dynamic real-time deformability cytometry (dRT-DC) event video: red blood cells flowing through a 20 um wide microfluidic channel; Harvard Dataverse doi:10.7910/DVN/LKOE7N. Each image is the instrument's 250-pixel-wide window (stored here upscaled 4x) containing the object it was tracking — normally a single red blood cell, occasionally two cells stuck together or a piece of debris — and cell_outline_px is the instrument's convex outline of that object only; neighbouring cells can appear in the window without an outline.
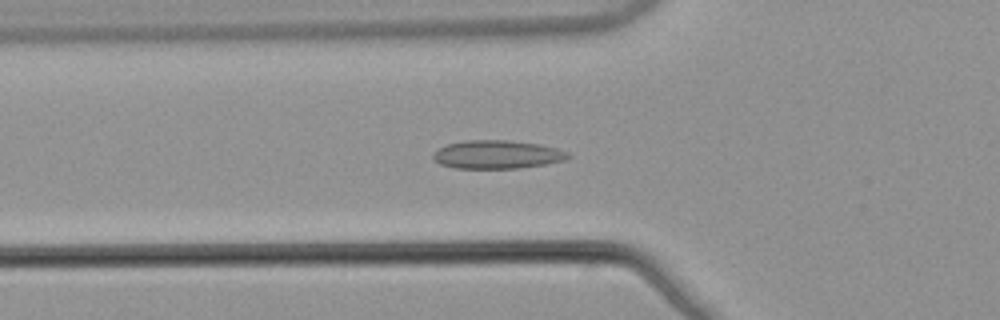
{"species": "common noctule bat (a hibernating species)", "species_latin": "Nyctalus noctula", "temperature_condition": "warm", "stored_images_in_passage": 40, "camera_frame_rate_fps": 3000, "um_per_image_px": 0.085, "animal": {"sex": "male", "body_mass_g": 21.5, "forearm_length_mm": 52.0}, "frame": {"image": 1, "passage_image": 6, "time_ms": 1.667, "image_size_px": [1000, 320], "cell_outline_px": [[572, 156], [564, 160], [544, 164], [520, 168], [456, 168], [440, 164], [432, 160], [432, 156], [440, 148], [448, 144], [464, 140], [508, 140], [540, 144], [556, 148], [568, 152]], "centroid_in_image_um": [42.26, 13.13], "position_along_channel_um": 83.5, "area_um2": 22.25}}
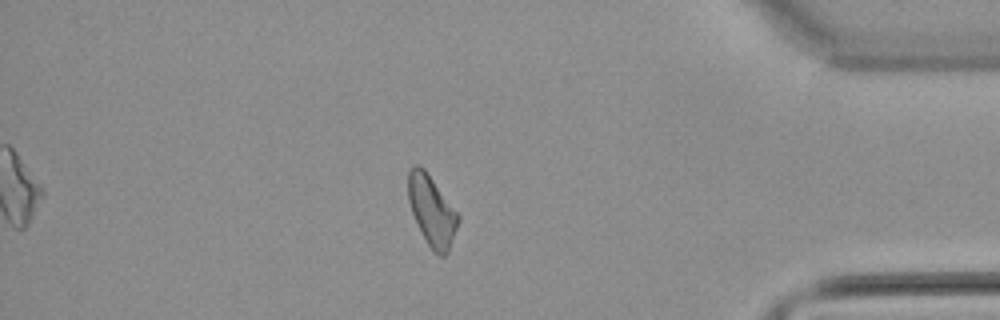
{"frame": {"image": 2, "passage_image": 33, "time_ms": 10.667, "image_size_px": [1000, 320], "cell_outline_px": [[460, 220], [448, 252], [444, 256], [440, 256], [428, 244], [412, 212], [408, 200], [408, 172], [416, 164], [424, 168], [460, 216]], "centroid_in_image_um": [36.72, 17.9], "position_along_channel_um": 398.5, "area_um2": 19.94}}
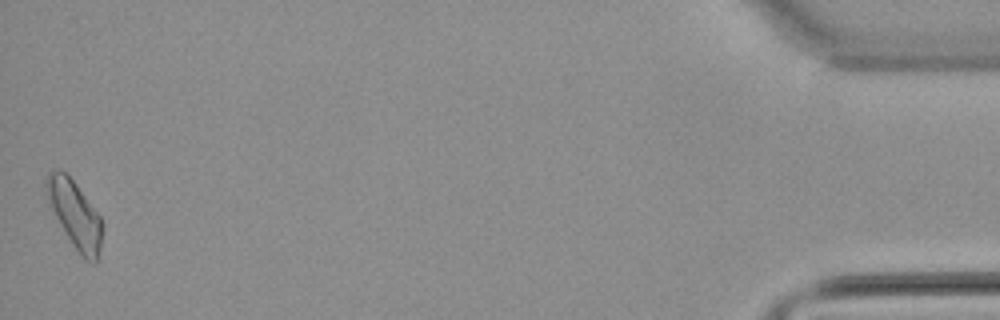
{"frame": {"image": 3, "passage_image": 40, "time_ms": 13.0, "image_size_px": [1000, 320], "cell_outline_px": [[100, 248], [96, 264], [92, 264], [84, 260], [80, 256], [48, 208], [44, 192], [44, 180], [48, 172], [64, 172], [76, 184], [100, 216]], "centroid_in_image_um": [6.28, 18.25], "position_along_channel_um": 428.9, "area_um2": 21.96}, "authors_computed_cell_mechanics": {"area_um2": 20.2011, "velocity_mm_per_s": 3.8681, "shape_relaxation_time_tau1_ms": null, "shape_relaxation_time_tau2_ms": 2.8551, "deformation_change_tau1": null, "deformation_change_tau2": 0.0941}}